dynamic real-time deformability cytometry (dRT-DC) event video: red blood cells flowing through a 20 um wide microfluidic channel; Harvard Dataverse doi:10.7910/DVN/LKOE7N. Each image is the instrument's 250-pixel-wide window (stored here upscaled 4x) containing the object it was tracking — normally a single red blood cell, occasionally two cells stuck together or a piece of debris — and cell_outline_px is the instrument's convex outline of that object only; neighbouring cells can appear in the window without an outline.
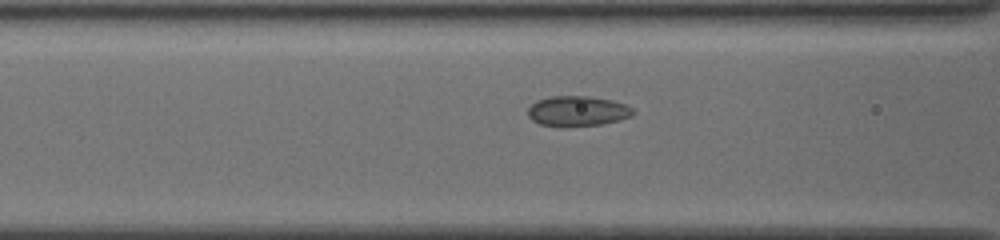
{"species": "common noctule bat (a hibernating species)", "species_latin": "Nyctalus noctula", "temperature_condition": "cold", "stored_images_in_passage": 29, "camera_frame_rate_fps": 3000, "um_per_image_px": 0.085, "animal": {"sex": "female", "body_mass_g": 19.5, "forearm_length_mm": 54.1}, "frame": {"image": 1, "passage_image": 4, "time_ms": 1.0, "image_size_px": [1000, 240], "cell_outline_px": [[636, 112], [632, 116], [600, 124], [540, 124], [532, 120], [528, 116], [528, 108], [536, 100], [552, 96], [588, 96], [612, 100], [624, 104], [632, 108]], "centroid_in_image_um": [49.09, 9.39], "position_along_channel_um": 117.5, "area_um2": 17.8}}
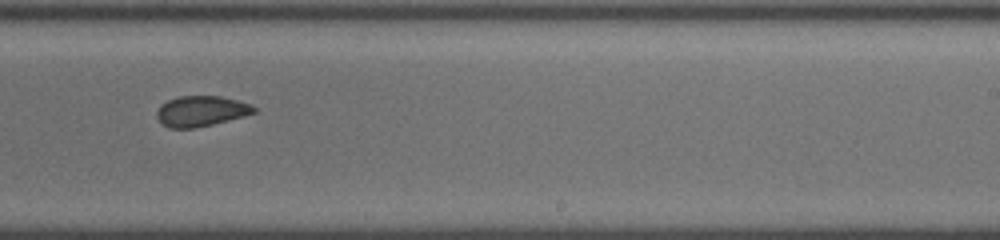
{"frame": {"image": 2, "passage_image": 16, "time_ms": 5.0, "image_size_px": [1000, 240], "cell_outline_px": [[256, 112], [244, 116], [196, 128], [168, 128], [156, 116], [156, 112], [160, 104], [168, 100], [180, 96], [220, 96], [252, 104], [256, 108]], "centroid_in_image_um": [17.09, 9.44], "position_along_channel_um": 271.9, "area_um2": 17.22}}
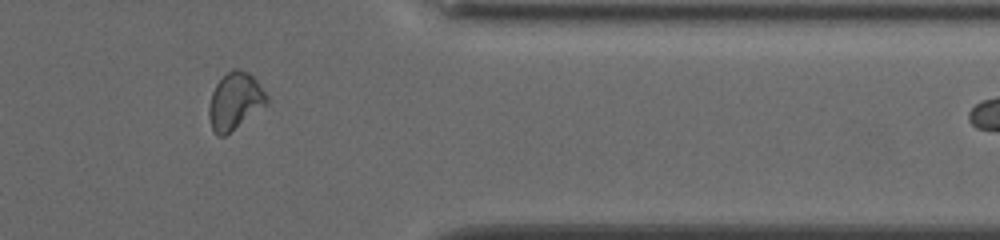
{"frame": {"image": 3, "passage_image": 26, "time_ms": 8.333, "image_size_px": [1000, 240], "cell_outline_px": [[268, 100], [264, 104], [224, 136], [216, 136], [212, 128], [208, 116], [208, 108], [212, 92], [216, 84], [232, 68], [236, 68], [248, 72], [256, 80], [268, 96]], "centroid_in_image_um": [19.92, 8.57], "position_along_channel_um": 391.5, "area_um2": 18.55}}